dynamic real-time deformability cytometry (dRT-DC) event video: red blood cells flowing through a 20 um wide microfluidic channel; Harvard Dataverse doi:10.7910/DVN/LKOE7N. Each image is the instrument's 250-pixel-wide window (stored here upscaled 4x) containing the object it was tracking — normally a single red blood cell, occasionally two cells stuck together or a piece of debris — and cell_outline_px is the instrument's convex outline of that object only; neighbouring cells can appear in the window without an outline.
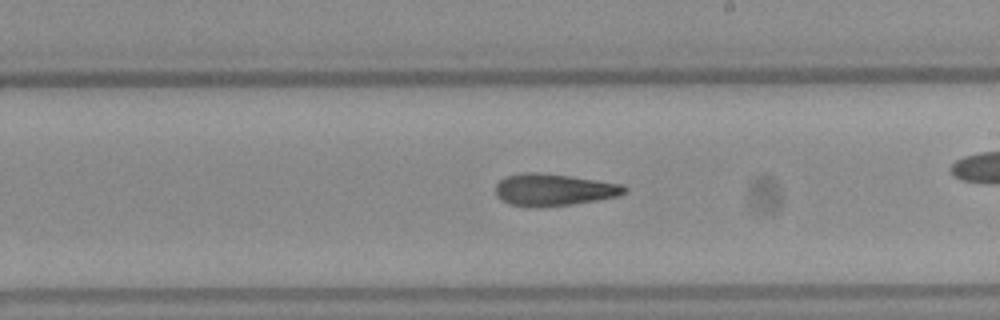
{"species": "Egyptian fruit bat (a non-hibernating species)", "species_latin": "Rousettus aegyptiacus", "temperature_condition": "warm", "stored_images_in_passage": 37, "camera_frame_rate_fps": 3000, "um_per_image_px": 0.085, "frame": {"image": 1, "passage_image": 16, "time_ms": 5.0, "image_size_px": [1000, 320], "cell_outline_px": [[628, 192], [620, 196], [572, 204], [540, 208], [528, 208], [512, 204], [500, 200], [496, 196], [496, 184], [504, 176], [524, 172], [536, 172], [572, 176], [624, 184], [628, 188]], "centroid_in_image_um": [47.08, 16.13], "position_along_channel_um": 241.9, "area_um2": 24.57}}
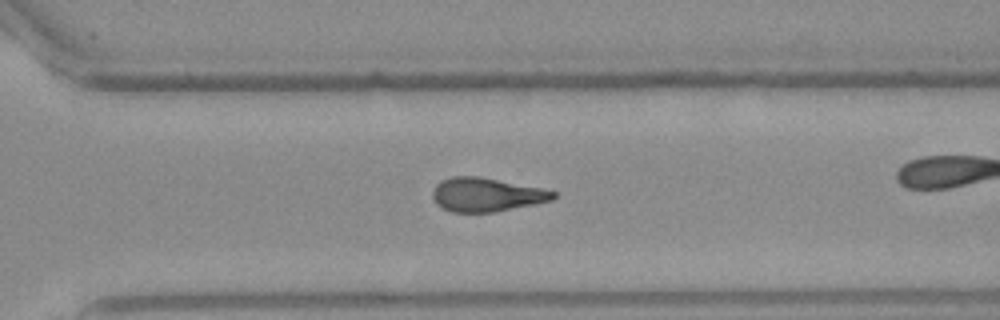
{"frame": {"image": 2, "passage_image": 22, "time_ms": 7.0, "image_size_px": [1000, 320], "cell_outline_px": [[556, 196], [552, 200], [536, 204], [496, 212], [452, 212], [436, 204], [432, 196], [432, 192], [436, 184], [440, 180], [452, 176], [476, 176], [540, 188], [556, 192]], "centroid_in_image_um": [41.31, 16.55], "position_along_channel_um": 329.3, "area_um2": 23.64}}